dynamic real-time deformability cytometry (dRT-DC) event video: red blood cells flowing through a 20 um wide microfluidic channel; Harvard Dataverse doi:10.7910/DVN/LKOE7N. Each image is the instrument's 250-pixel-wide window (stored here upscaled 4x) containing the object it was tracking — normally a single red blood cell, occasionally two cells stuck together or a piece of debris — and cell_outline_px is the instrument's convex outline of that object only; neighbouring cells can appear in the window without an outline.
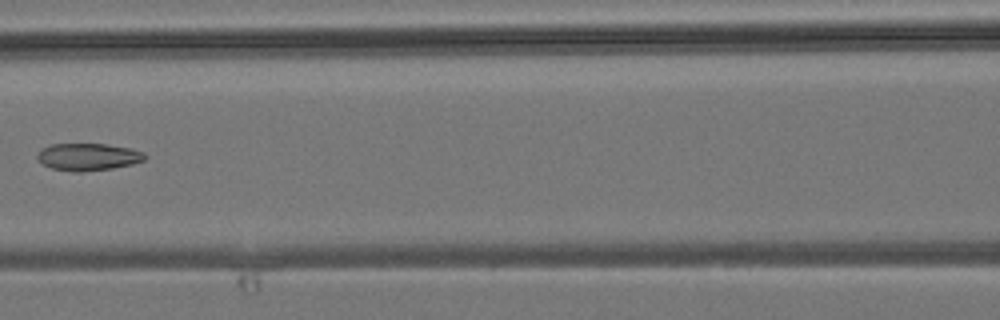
{"species": "common noctule bat (a hibernating species)", "species_latin": "Nyctalus noctula", "temperature_condition": "room temperature", "stored_images_in_passage": 5, "camera_frame_rate_fps": 3000, "um_per_image_px": 0.085, "animal": {"sex": "male", "body_mass_g": 19.2, "forearm_length_mm": 51.8}, "frame": {"image": 1, "passage_image": 5, "time_ms": 5.333, "image_size_px": [1000, 320], "cell_outline_px": [[148, 156], [144, 160], [132, 164], [112, 168], [80, 172], [72, 172], [52, 168], [44, 164], [36, 156], [40, 148], [52, 144], [108, 144], [132, 148], [144, 152]], "centroid_in_image_um": [7.51, 13.32], "position_along_channel_um": 159.1, "area_um2": 17.17}}